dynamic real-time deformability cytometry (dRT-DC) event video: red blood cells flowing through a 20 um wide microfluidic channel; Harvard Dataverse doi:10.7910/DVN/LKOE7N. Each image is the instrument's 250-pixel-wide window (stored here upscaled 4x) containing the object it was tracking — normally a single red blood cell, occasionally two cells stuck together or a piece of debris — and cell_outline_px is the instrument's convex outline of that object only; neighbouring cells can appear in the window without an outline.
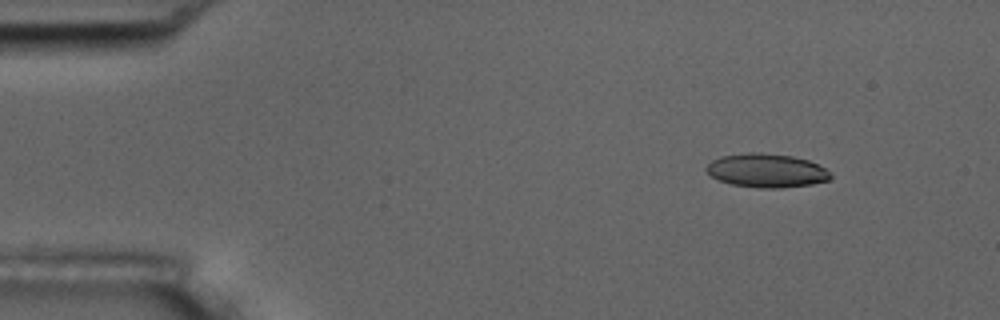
{"species": "common noctule bat (a hibernating species)", "species_latin": "Nyctalus noctula", "temperature_condition": "room temperature", "stored_images_in_passage": 9, "camera_frame_rate_fps": 3000, "um_per_image_px": 0.085, "animal": {"sex": "male", "body_mass_g": 17.5, "forearm_length_mm": 52.3}, "frame": {"image": 1, "passage_image": 1, "time_ms": 0.0, "image_size_px": [1000, 320], "cell_outline_px": [[832, 176], [828, 180], [812, 184], [780, 188], [760, 188], [732, 184], [720, 180], [712, 176], [704, 168], [712, 160], [720, 156], [748, 152], [760, 152], [792, 156], [808, 160], [824, 168]], "centroid_in_image_um": [65.13, 14.49], "position_along_channel_um": 19.9, "area_um2": 24.28}}
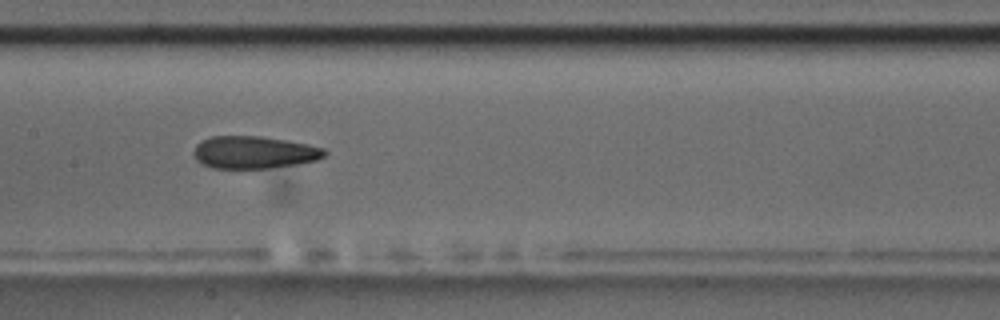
{"frame": {"image": 2, "passage_image": 7, "time_ms": 7.0, "image_size_px": [1000, 320], "cell_outline_px": [[328, 152], [324, 156], [316, 160], [296, 164], [268, 168], [212, 168], [200, 164], [196, 160], [196, 144], [200, 140], [212, 136], [260, 136], [288, 140], [308, 144], [324, 148]], "centroid_in_image_um": [21.6, 12.94], "position_along_channel_um": 185.8, "area_um2": 24.74}}
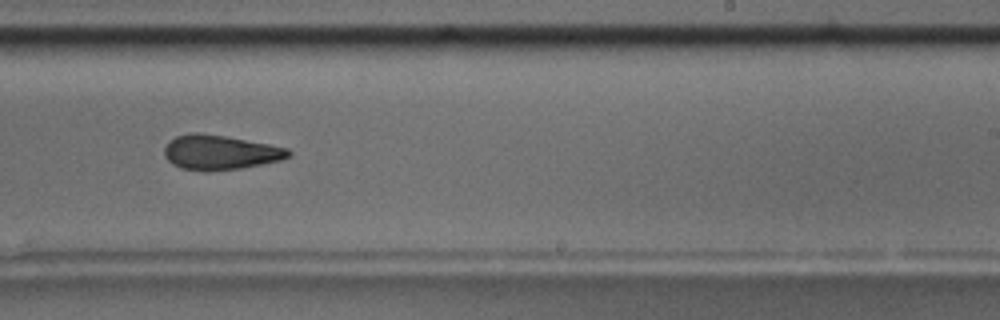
{"frame": {"image": 3, "passage_image": 9, "time_ms": 9.333, "image_size_px": [1000, 320], "cell_outline_px": [[292, 156], [280, 160], [240, 168], [204, 172], [200, 172], [180, 168], [172, 164], [164, 156], [164, 148], [176, 136], [188, 132], [196, 132], [224, 136], [268, 144], [288, 148], [292, 152]], "centroid_in_image_um": [18.69, 12.96], "position_along_channel_um": 270.3, "area_um2": 25.09}}